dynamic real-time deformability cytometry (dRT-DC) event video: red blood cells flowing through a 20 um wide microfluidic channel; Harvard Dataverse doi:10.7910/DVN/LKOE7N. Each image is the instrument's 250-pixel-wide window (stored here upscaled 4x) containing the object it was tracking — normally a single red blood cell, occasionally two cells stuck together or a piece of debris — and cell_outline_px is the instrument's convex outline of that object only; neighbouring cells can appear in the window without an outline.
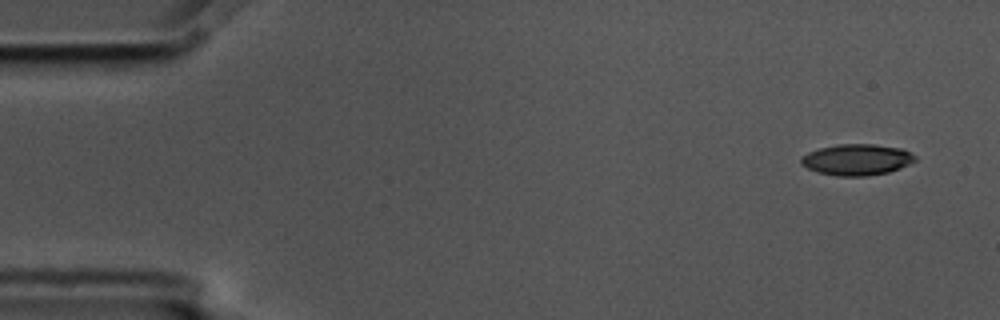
{"species": "common noctule bat (a hibernating species)", "species_latin": "Nyctalus noctula", "temperature_condition": "cold", "stored_images_in_passage": 6, "camera_frame_rate_fps": 3000, "um_per_image_px": 0.085, "animal": {"sex": "male", "body_mass_g": 17.5, "forearm_length_mm": 52.3}, "frame": {"image": 1, "passage_image": 1, "time_ms": 0.0, "image_size_px": [1000, 320], "cell_outline_px": [[916, 160], [900, 168], [888, 172], [868, 176], [836, 176], [816, 172], [800, 164], [800, 156], [808, 152], [820, 148], [836, 144], [876, 144], [900, 148], [916, 156]], "centroid_in_image_um": [72.78, 13.57], "position_along_channel_um": 12.2, "area_um2": 20.81}}
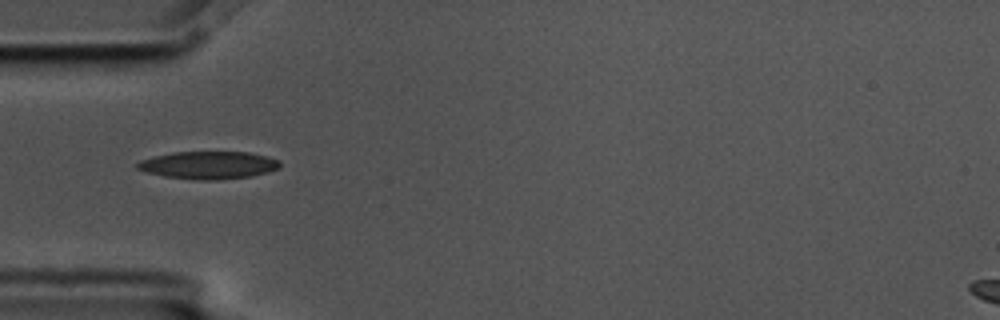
{"frame": {"image": 2, "passage_image": 5, "time_ms": 1.333, "image_size_px": [1000, 320], "cell_outline_px": [[280, 164], [276, 168], [268, 172], [252, 176], [220, 180], [200, 180], [164, 176], [148, 172], [136, 168], [136, 164], [140, 160], [152, 156], [172, 152], [248, 152], [268, 156], [280, 160]], "centroid_in_image_um": [17.72, 14.03], "position_along_channel_um": 67.3, "area_um2": 23.0}}